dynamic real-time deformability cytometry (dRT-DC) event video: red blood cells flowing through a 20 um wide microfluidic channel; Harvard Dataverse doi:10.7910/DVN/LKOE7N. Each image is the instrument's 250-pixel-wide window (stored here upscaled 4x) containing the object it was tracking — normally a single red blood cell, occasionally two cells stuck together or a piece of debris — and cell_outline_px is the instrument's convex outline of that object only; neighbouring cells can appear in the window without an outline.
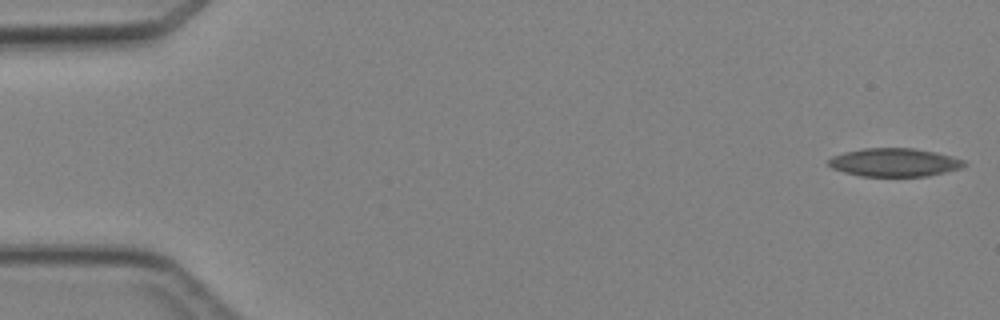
{"species": "Egyptian fruit bat (a non-hibernating species)", "species_latin": "Rousettus aegyptiacus", "temperature_condition": "cold", "stored_images_in_passage": 6, "camera_frame_rate_fps": 3000, "um_per_image_px": 0.085, "animal": {"sex": "female"}, "frame": {"image": 1, "passage_image": 1, "time_ms": 0.0, "image_size_px": [1000, 320], "cell_outline_px": [[968, 164], [960, 168], [928, 176], [860, 176], [844, 172], [832, 168], [828, 164], [828, 160], [832, 156], [844, 152], [864, 148], [912, 148], [936, 152], [952, 156], [964, 160]], "centroid_in_image_um": [76.02, 13.8], "position_along_channel_um": 9.0, "area_um2": 22.37}}
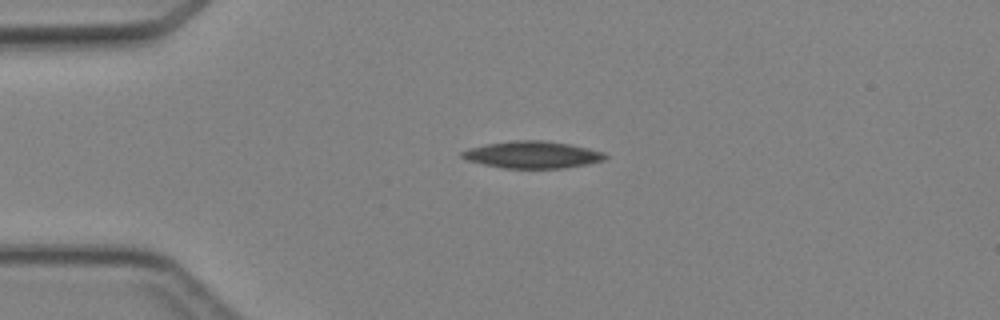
{"frame": {"image": 2, "passage_image": 4, "time_ms": 3.333, "image_size_px": [1000, 320], "cell_outline_px": [[608, 156], [604, 160], [588, 164], [564, 168], [504, 168], [484, 164], [468, 160], [460, 156], [460, 152], [484, 144], [516, 140], [540, 140], [568, 144], [588, 148], [604, 152]], "centroid_in_image_um": [45.28, 13.15], "position_along_channel_um": 39.7, "area_um2": 22.37}}
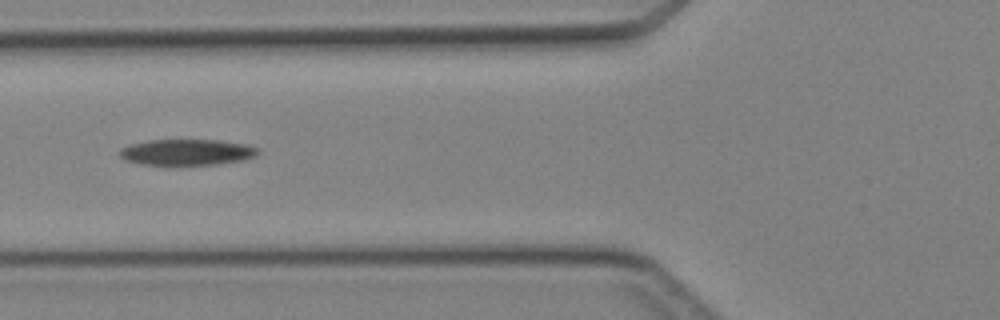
{"frame": {"image": 3, "passage_image": 6, "time_ms": 5.667, "image_size_px": [1000, 320], "cell_outline_px": [[260, 152], [256, 156], [244, 160], [220, 164], [176, 168], [164, 168], [140, 164], [124, 160], [120, 156], [120, 148], [132, 144], [148, 140], [220, 140], [244, 144], [260, 148]], "centroid_in_image_um": [15.87, 13.0], "position_along_channel_um": 109.9, "area_um2": 22.25}}